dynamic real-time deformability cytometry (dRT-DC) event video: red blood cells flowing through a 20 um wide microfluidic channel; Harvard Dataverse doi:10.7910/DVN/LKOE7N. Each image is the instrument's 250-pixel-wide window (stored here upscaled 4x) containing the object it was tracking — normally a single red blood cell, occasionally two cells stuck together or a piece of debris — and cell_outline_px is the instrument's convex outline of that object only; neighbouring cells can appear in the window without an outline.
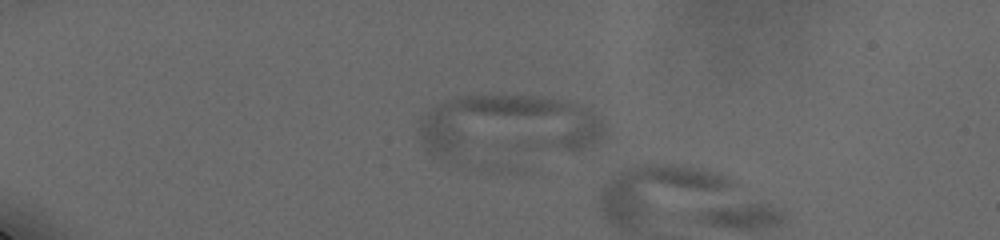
{"species": "human", "species_latin": "Homo sapiens", "temperature_condition": "cold", "stored_images_in_passage": 9, "camera_frame_rate_fps": 3000, "um_per_image_px": 0.085, "donor": {"sex": "male"}, "frame": {"image": 1, "passage_image": 7, "time_ms": 5.333, "image_size_px": [1000, 240], "cell_outline_px": [[600, 132], [592, 140], [576, 148], [440, 156], [432, 156], [424, 148], [420, 136], [420, 124], [428, 112], [432, 108], [440, 104], [460, 96], [528, 96], [556, 100], [568, 104], [592, 116], [600, 124]], "centroid_in_image_um": [42.89, 10.7], "position_along_channel_um": 42.1, "area_um2": 63.35}}